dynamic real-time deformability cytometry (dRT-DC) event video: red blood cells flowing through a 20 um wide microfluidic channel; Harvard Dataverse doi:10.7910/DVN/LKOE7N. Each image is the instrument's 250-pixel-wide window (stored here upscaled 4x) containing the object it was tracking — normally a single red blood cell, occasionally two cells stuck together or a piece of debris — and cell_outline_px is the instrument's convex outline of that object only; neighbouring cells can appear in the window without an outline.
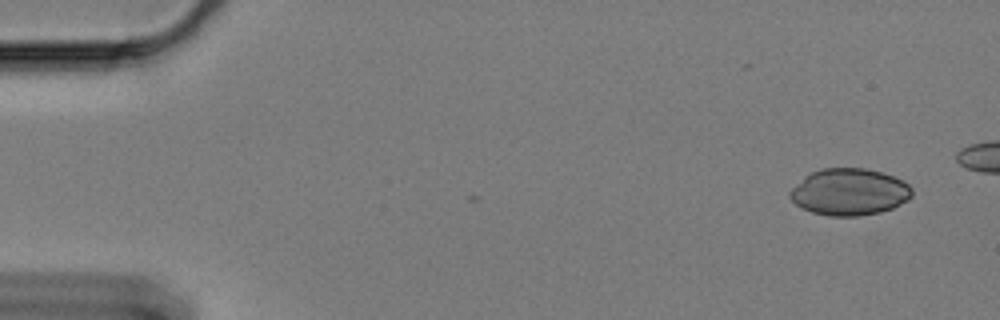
{"species": "Egyptian fruit bat (a non-hibernating species)", "species_latin": "Rousettus aegyptiacus", "temperature_condition": "cold", "stored_images_in_passage": 15, "camera_frame_rate_fps": 3000, "um_per_image_px": 0.085, "animal": {"sex": "female"}, "frame": {"image": 1, "passage_image": 1, "time_ms": 0.0, "image_size_px": [1000, 320], "cell_outline_px": [[912, 196], [908, 200], [892, 208], [880, 212], [856, 216], [828, 216], [812, 212], [800, 208], [788, 196], [788, 192], [804, 176], [812, 172], [824, 168], [864, 168], [880, 172], [892, 176], [908, 184], [912, 188]], "centroid_in_image_um": [72.17, 16.32], "position_along_channel_um": 12.8, "area_um2": 33.23}}